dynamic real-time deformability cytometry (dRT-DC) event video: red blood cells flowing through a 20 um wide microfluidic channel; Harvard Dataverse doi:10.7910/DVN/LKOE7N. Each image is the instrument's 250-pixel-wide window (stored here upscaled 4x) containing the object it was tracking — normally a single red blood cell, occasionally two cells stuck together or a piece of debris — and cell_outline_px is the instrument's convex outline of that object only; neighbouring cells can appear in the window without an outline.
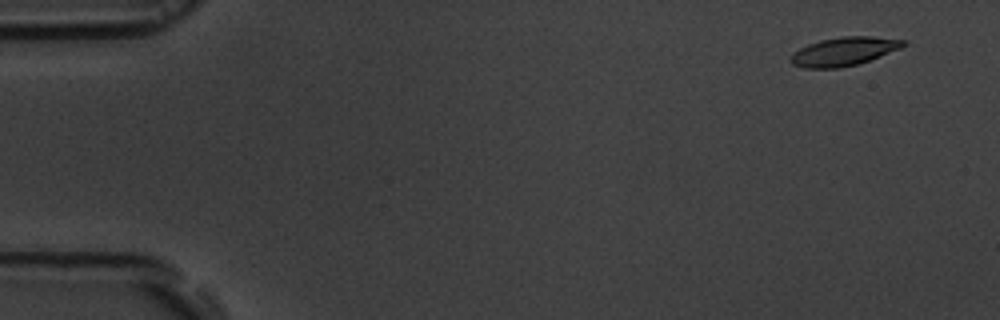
{"species": "common noctule bat (a hibernating species)", "species_latin": "Nyctalus noctula", "temperature_condition": "room temperature", "stored_images_in_passage": 4, "camera_frame_rate_fps": 3000, "um_per_image_px": 0.085, "animal": {"sex": "male", "body_mass_g": 19.5, "forearm_length_mm": 54.6}, "frame": {"image": 1, "passage_image": 2, "time_ms": 1.0, "image_size_px": [1000, 320], "cell_outline_px": [[908, 44], [900, 48], [880, 56], [856, 64], [840, 68], [804, 68], [792, 64], [792, 52], [808, 44], [820, 40], [840, 36], [872, 36], [908, 40]], "centroid_in_image_um": [71.75, 4.35], "position_along_channel_um": 13.2, "area_um2": 18.73}}